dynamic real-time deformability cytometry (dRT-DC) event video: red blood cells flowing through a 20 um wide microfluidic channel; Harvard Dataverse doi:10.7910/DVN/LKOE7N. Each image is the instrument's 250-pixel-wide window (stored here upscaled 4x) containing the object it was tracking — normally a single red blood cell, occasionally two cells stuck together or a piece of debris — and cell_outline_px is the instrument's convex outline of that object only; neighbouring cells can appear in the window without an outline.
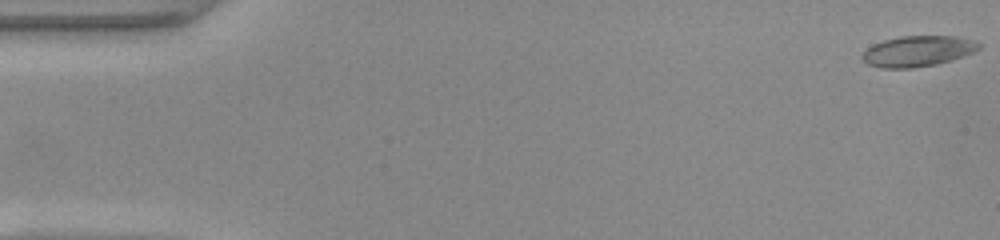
{"species": "common noctule bat (a hibernating species)", "species_latin": "Nyctalus noctula", "temperature_condition": "warm", "stored_images_in_passage": 50, "camera_frame_rate_fps": 3000, "um_per_image_px": 0.085, "animal": {"sex": "female", "body_mass_g": 22.0, "forearm_length_mm": 56.7}, "frame": {"image": 1, "passage_image": 1, "time_ms": 0.0, "image_size_px": [1000, 240], "cell_outline_px": [[980, 48], [976, 52], [952, 60], [936, 64], [912, 68], [880, 68], [868, 64], [860, 56], [872, 44], [884, 40], [900, 36], [956, 36], [976, 40], [980, 44]], "centroid_in_image_um": [78.04, 4.34], "position_along_channel_um": 7.0, "area_um2": 21.04}}
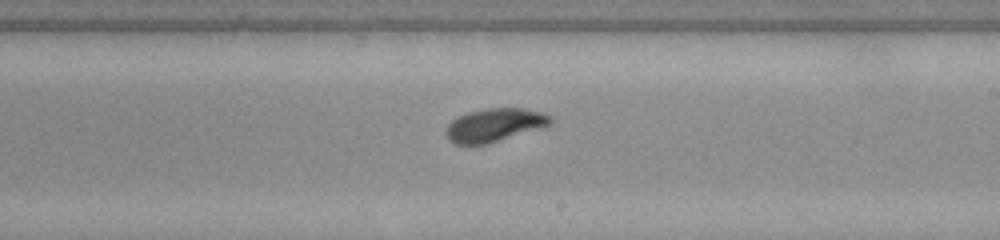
{"frame": {"image": 2, "passage_image": 29, "time_ms": 9.333, "image_size_px": [1000, 240], "cell_outline_px": [[552, 124], [540, 128], [488, 144], [456, 144], [448, 140], [448, 124], [452, 120], [468, 112], [488, 108], [524, 108], [540, 112], [552, 116]], "centroid_in_image_um": [42.07, 10.62], "position_along_channel_um": 246.9, "area_um2": 20.0}}
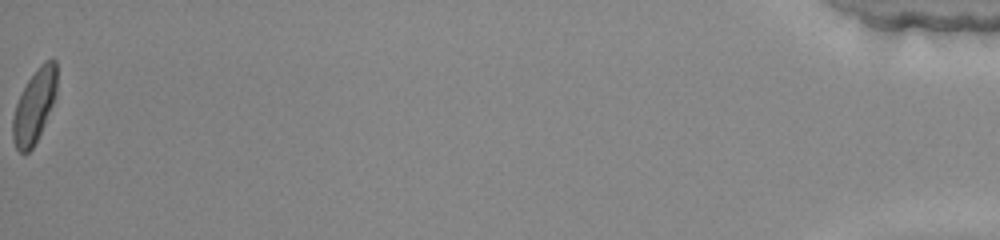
{"frame": {"image": 3, "passage_image": 50, "time_ms": 16.333, "image_size_px": [1000, 240], "cell_outline_px": [[56, 96], [44, 124], [32, 148], [28, 152], [20, 152], [16, 148], [12, 136], [12, 116], [16, 104], [28, 80], [40, 64], [44, 60], [52, 56], [56, 60]], "centroid_in_image_um": [2.92, 8.97], "position_along_channel_um": 432.3, "area_um2": 18.67}, "authors_computed_cell_mechanics": {"area_um2": 20.3745, "velocity_mm_per_s": 4.1399, "shape_relaxation_time_tau1_ms": 6.7782, "shape_relaxation_time_tau2_ms": 1.0381, "deformation_change_tau1": 0.2344, "deformation_change_tau2": 0.0593}}